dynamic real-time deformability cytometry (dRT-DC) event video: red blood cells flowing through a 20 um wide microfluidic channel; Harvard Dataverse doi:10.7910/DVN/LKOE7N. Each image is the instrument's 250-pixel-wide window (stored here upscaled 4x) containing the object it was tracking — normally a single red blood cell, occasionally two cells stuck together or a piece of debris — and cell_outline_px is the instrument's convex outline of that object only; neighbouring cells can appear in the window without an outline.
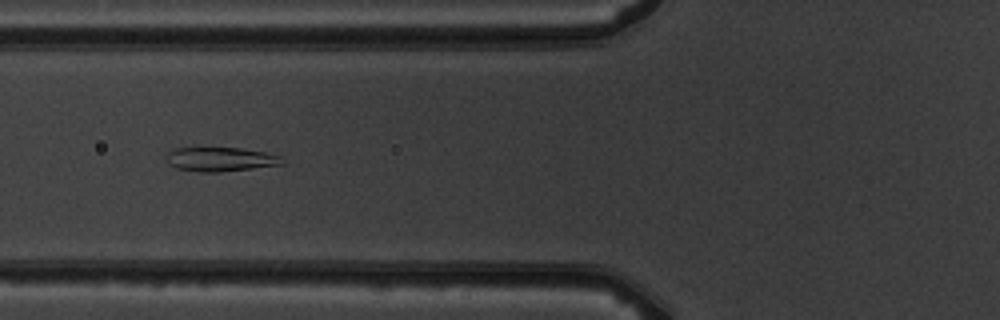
{"species": "common noctule bat (a hibernating species)", "species_latin": "Nyctalus noctula", "temperature_condition": "warm", "stored_images_in_passage": 8, "camera_frame_rate_fps": 3000, "um_per_image_px": 0.085, "animal": {"sex": "male", "body_mass_g": 19.5, "forearm_length_mm": 54.6}, "frame": {"image": 1, "passage_image": 6, "time_ms": 5.667, "image_size_px": [1000, 320], "cell_outline_px": [[284, 164], [220, 172], [200, 172], [176, 168], [168, 164], [164, 156], [172, 148], [240, 148], [264, 152], [280, 156]], "centroid_in_image_um": [18.67, 13.54], "position_along_channel_um": 107.1, "area_um2": 16.3}}
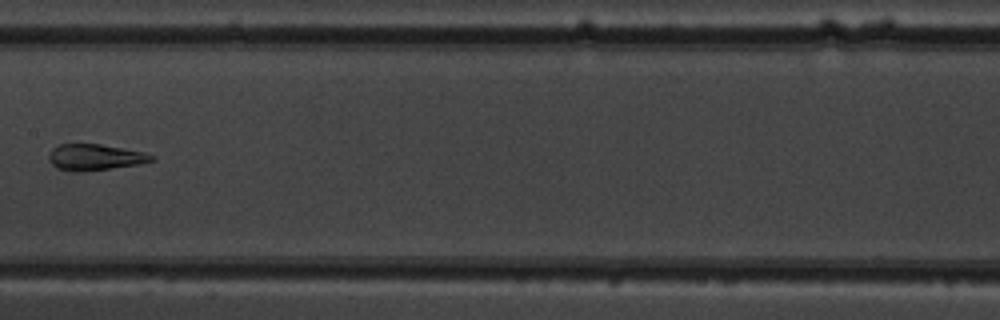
{"frame": {"image": 2, "passage_image": 8, "time_ms": 8.0, "image_size_px": [1000, 320], "cell_outline_px": [[156, 160], [136, 164], [80, 172], [76, 172], [56, 168], [48, 160], [48, 156], [52, 148], [60, 144], [100, 144], [144, 152], [156, 156]], "centroid_in_image_um": [8.05, 13.36], "position_along_channel_um": 199.4, "area_um2": 15.55}}